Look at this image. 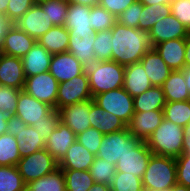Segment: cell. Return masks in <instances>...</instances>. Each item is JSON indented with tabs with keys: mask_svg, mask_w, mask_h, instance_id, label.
Returning <instances> with one entry per match:
<instances>
[{
	"mask_svg": "<svg viewBox=\"0 0 190 191\" xmlns=\"http://www.w3.org/2000/svg\"><path fill=\"white\" fill-rule=\"evenodd\" d=\"M20 159L17 139L10 132L0 135V166H16Z\"/></svg>",
	"mask_w": 190,
	"mask_h": 191,
	"instance_id": "836d02e7",
	"label": "cell"
},
{
	"mask_svg": "<svg viewBox=\"0 0 190 191\" xmlns=\"http://www.w3.org/2000/svg\"><path fill=\"white\" fill-rule=\"evenodd\" d=\"M28 185L34 191H66L65 175L61 168L38 180L29 182Z\"/></svg>",
	"mask_w": 190,
	"mask_h": 191,
	"instance_id": "d590c367",
	"label": "cell"
},
{
	"mask_svg": "<svg viewBox=\"0 0 190 191\" xmlns=\"http://www.w3.org/2000/svg\"><path fill=\"white\" fill-rule=\"evenodd\" d=\"M125 66L113 60L96 61L86 69L92 97L123 87Z\"/></svg>",
	"mask_w": 190,
	"mask_h": 191,
	"instance_id": "277c9868",
	"label": "cell"
},
{
	"mask_svg": "<svg viewBox=\"0 0 190 191\" xmlns=\"http://www.w3.org/2000/svg\"><path fill=\"white\" fill-rule=\"evenodd\" d=\"M175 159L177 184L190 188V154L182 153Z\"/></svg>",
	"mask_w": 190,
	"mask_h": 191,
	"instance_id": "c3c4849f",
	"label": "cell"
},
{
	"mask_svg": "<svg viewBox=\"0 0 190 191\" xmlns=\"http://www.w3.org/2000/svg\"><path fill=\"white\" fill-rule=\"evenodd\" d=\"M90 12V6L69 3L64 25L68 32H88L90 35H94Z\"/></svg>",
	"mask_w": 190,
	"mask_h": 191,
	"instance_id": "4316f807",
	"label": "cell"
},
{
	"mask_svg": "<svg viewBox=\"0 0 190 191\" xmlns=\"http://www.w3.org/2000/svg\"><path fill=\"white\" fill-rule=\"evenodd\" d=\"M58 85V81L47 71L26 77L23 90L28 95L56 109Z\"/></svg>",
	"mask_w": 190,
	"mask_h": 191,
	"instance_id": "9c48e42d",
	"label": "cell"
},
{
	"mask_svg": "<svg viewBox=\"0 0 190 191\" xmlns=\"http://www.w3.org/2000/svg\"><path fill=\"white\" fill-rule=\"evenodd\" d=\"M190 66V32L185 38V67Z\"/></svg>",
	"mask_w": 190,
	"mask_h": 191,
	"instance_id": "db71d44e",
	"label": "cell"
},
{
	"mask_svg": "<svg viewBox=\"0 0 190 191\" xmlns=\"http://www.w3.org/2000/svg\"><path fill=\"white\" fill-rule=\"evenodd\" d=\"M60 123L59 110L53 108L40 122L33 125L36 131H38L39 136L43 139L44 143L49 139V136L56 129L57 125Z\"/></svg>",
	"mask_w": 190,
	"mask_h": 191,
	"instance_id": "7bdbcfd3",
	"label": "cell"
},
{
	"mask_svg": "<svg viewBox=\"0 0 190 191\" xmlns=\"http://www.w3.org/2000/svg\"><path fill=\"white\" fill-rule=\"evenodd\" d=\"M35 43L36 40L25 31L13 26L4 37L0 52L5 55L22 58L31 50Z\"/></svg>",
	"mask_w": 190,
	"mask_h": 191,
	"instance_id": "ffe728a7",
	"label": "cell"
},
{
	"mask_svg": "<svg viewBox=\"0 0 190 191\" xmlns=\"http://www.w3.org/2000/svg\"><path fill=\"white\" fill-rule=\"evenodd\" d=\"M25 79L22 59L0 52V85L23 90Z\"/></svg>",
	"mask_w": 190,
	"mask_h": 191,
	"instance_id": "d6986e66",
	"label": "cell"
},
{
	"mask_svg": "<svg viewBox=\"0 0 190 191\" xmlns=\"http://www.w3.org/2000/svg\"><path fill=\"white\" fill-rule=\"evenodd\" d=\"M85 71L83 64L68 51L52 55L49 72L58 83L69 81Z\"/></svg>",
	"mask_w": 190,
	"mask_h": 191,
	"instance_id": "9a60e30c",
	"label": "cell"
},
{
	"mask_svg": "<svg viewBox=\"0 0 190 191\" xmlns=\"http://www.w3.org/2000/svg\"><path fill=\"white\" fill-rule=\"evenodd\" d=\"M92 94L89 87V80L86 71L79 76L58 85L56 109L91 100Z\"/></svg>",
	"mask_w": 190,
	"mask_h": 191,
	"instance_id": "ba28073f",
	"label": "cell"
},
{
	"mask_svg": "<svg viewBox=\"0 0 190 191\" xmlns=\"http://www.w3.org/2000/svg\"><path fill=\"white\" fill-rule=\"evenodd\" d=\"M20 191H34L28 184H25Z\"/></svg>",
	"mask_w": 190,
	"mask_h": 191,
	"instance_id": "be15d7a7",
	"label": "cell"
},
{
	"mask_svg": "<svg viewBox=\"0 0 190 191\" xmlns=\"http://www.w3.org/2000/svg\"><path fill=\"white\" fill-rule=\"evenodd\" d=\"M171 14V7L167 4L143 5L140 12L139 29L150 31L154 24Z\"/></svg>",
	"mask_w": 190,
	"mask_h": 191,
	"instance_id": "d6a6232c",
	"label": "cell"
},
{
	"mask_svg": "<svg viewBox=\"0 0 190 191\" xmlns=\"http://www.w3.org/2000/svg\"><path fill=\"white\" fill-rule=\"evenodd\" d=\"M104 135L96 128L90 127L76 135V140L88 149L93 155H97Z\"/></svg>",
	"mask_w": 190,
	"mask_h": 191,
	"instance_id": "f6af8a7d",
	"label": "cell"
},
{
	"mask_svg": "<svg viewBox=\"0 0 190 191\" xmlns=\"http://www.w3.org/2000/svg\"><path fill=\"white\" fill-rule=\"evenodd\" d=\"M15 26V23L5 15H0V47L8 31Z\"/></svg>",
	"mask_w": 190,
	"mask_h": 191,
	"instance_id": "816d5d0a",
	"label": "cell"
},
{
	"mask_svg": "<svg viewBox=\"0 0 190 191\" xmlns=\"http://www.w3.org/2000/svg\"><path fill=\"white\" fill-rule=\"evenodd\" d=\"M100 0H68L69 3L73 4H81V5H86V6H95L99 5Z\"/></svg>",
	"mask_w": 190,
	"mask_h": 191,
	"instance_id": "9f6ffc18",
	"label": "cell"
},
{
	"mask_svg": "<svg viewBox=\"0 0 190 191\" xmlns=\"http://www.w3.org/2000/svg\"><path fill=\"white\" fill-rule=\"evenodd\" d=\"M34 1V4H41L43 2H47L49 0H33Z\"/></svg>",
	"mask_w": 190,
	"mask_h": 191,
	"instance_id": "03108f58",
	"label": "cell"
},
{
	"mask_svg": "<svg viewBox=\"0 0 190 191\" xmlns=\"http://www.w3.org/2000/svg\"><path fill=\"white\" fill-rule=\"evenodd\" d=\"M92 99L108 113L119 117L126 125L130 123L134 114V100L123 87L100 93Z\"/></svg>",
	"mask_w": 190,
	"mask_h": 191,
	"instance_id": "52a82bcc",
	"label": "cell"
},
{
	"mask_svg": "<svg viewBox=\"0 0 190 191\" xmlns=\"http://www.w3.org/2000/svg\"><path fill=\"white\" fill-rule=\"evenodd\" d=\"M142 10L143 5L137 0L117 17V22L127 27L139 28Z\"/></svg>",
	"mask_w": 190,
	"mask_h": 191,
	"instance_id": "bcb514c9",
	"label": "cell"
},
{
	"mask_svg": "<svg viewBox=\"0 0 190 191\" xmlns=\"http://www.w3.org/2000/svg\"><path fill=\"white\" fill-rule=\"evenodd\" d=\"M89 172L94 182L110 185L116 174V166L112 162L95 156Z\"/></svg>",
	"mask_w": 190,
	"mask_h": 191,
	"instance_id": "8d00e7d4",
	"label": "cell"
},
{
	"mask_svg": "<svg viewBox=\"0 0 190 191\" xmlns=\"http://www.w3.org/2000/svg\"><path fill=\"white\" fill-rule=\"evenodd\" d=\"M139 62L142 64L152 86L161 87L172 72L154 48L148 50Z\"/></svg>",
	"mask_w": 190,
	"mask_h": 191,
	"instance_id": "cb8c5ba5",
	"label": "cell"
},
{
	"mask_svg": "<svg viewBox=\"0 0 190 191\" xmlns=\"http://www.w3.org/2000/svg\"><path fill=\"white\" fill-rule=\"evenodd\" d=\"M89 117L91 127L101 131L103 135L127 128V125L119 117L105 111L103 108L94 103L93 99H91V110Z\"/></svg>",
	"mask_w": 190,
	"mask_h": 191,
	"instance_id": "d4e9b609",
	"label": "cell"
},
{
	"mask_svg": "<svg viewBox=\"0 0 190 191\" xmlns=\"http://www.w3.org/2000/svg\"><path fill=\"white\" fill-rule=\"evenodd\" d=\"M112 60L121 65L138 63L152 49L149 31L127 27L118 22L112 27Z\"/></svg>",
	"mask_w": 190,
	"mask_h": 191,
	"instance_id": "6da1fadb",
	"label": "cell"
},
{
	"mask_svg": "<svg viewBox=\"0 0 190 191\" xmlns=\"http://www.w3.org/2000/svg\"><path fill=\"white\" fill-rule=\"evenodd\" d=\"M163 116L165 120L185 128L190 123V100L166 102Z\"/></svg>",
	"mask_w": 190,
	"mask_h": 191,
	"instance_id": "1f68e13d",
	"label": "cell"
},
{
	"mask_svg": "<svg viewBox=\"0 0 190 191\" xmlns=\"http://www.w3.org/2000/svg\"><path fill=\"white\" fill-rule=\"evenodd\" d=\"M70 40L67 51L87 69L96 63L94 55L95 34L88 32H68Z\"/></svg>",
	"mask_w": 190,
	"mask_h": 191,
	"instance_id": "2e32d148",
	"label": "cell"
},
{
	"mask_svg": "<svg viewBox=\"0 0 190 191\" xmlns=\"http://www.w3.org/2000/svg\"><path fill=\"white\" fill-rule=\"evenodd\" d=\"M9 132L17 139L21 158L45 149L43 139L31 125H25L14 120L10 125Z\"/></svg>",
	"mask_w": 190,
	"mask_h": 191,
	"instance_id": "5bb4252c",
	"label": "cell"
},
{
	"mask_svg": "<svg viewBox=\"0 0 190 191\" xmlns=\"http://www.w3.org/2000/svg\"><path fill=\"white\" fill-rule=\"evenodd\" d=\"M188 33L184 25L170 14L153 25L149 31V38L151 45L154 47L167 40L186 38Z\"/></svg>",
	"mask_w": 190,
	"mask_h": 191,
	"instance_id": "ac0fdd59",
	"label": "cell"
},
{
	"mask_svg": "<svg viewBox=\"0 0 190 191\" xmlns=\"http://www.w3.org/2000/svg\"><path fill=\"white\" fill-rule=\"evenodd\" d=\"M21 91V89L0 85V110L14 117Z\"/></svg>",
	"mask_w": 190,
	"mask_h": 191,
	"instance_id": "ee69618b",
	"label": "cell"
},
{
	"mask_svg": "<svg viewBox=\"0 0 190 191\" xmlns=\"http://www.w3.org/2000/svg\"><path fill=\"white\" fill-rule=\"evenodd\" d=\"M152 154L146 142L142 141L137 147L130 149L118 159L115 165L116 171L126 172V174H133L143 178Z\"/></svg>",
	"mask_w": 190,
	"mask_h": 191,
	"instance_id": "8fae6325",
	"label": "cell"
},
{
	"mask_svg": "<svg viewBox=\"0 0 190 191\" xmlns=\"http://www.w3.org/2000/svg\"><path fill=\"white\" fill-rule=\"evenodd\" d=\"M145 191H147V190H145ZM167 191H190V188H188L186 186L179 185V184H175L170 189H168Z\"/></svg>",
	"mask_w": 190,
	"mask_h": 191,
	"instance_id": "6125c7cd",
	"label": "cell"
},
{
	"mask_svg": "<svg viewBox=\"0 0 190 191\" xmlns=\"http://www.w3.org/2000/svg\"><path fill=\"white\" fill-rule=\"evenodd\" d=\"M20 30L25 31L36 41L47 33L54 25L43 12L39 4H34L16 23Z\"/></svg>",
	"mask_w": 190,
	"mask_h": 191,
	"instance_id": "4fadbf2b",
	"label": "cell"
},
{
	"mask_svg": "<svg viewBox=\"0 0 190 191\" xmlns=\"http://www.w3.org/2000/svg\"><path fill=\"white\" fill-rule=\"evenodd\" d=\"M184 131L185 135H190V123L184 128Z\"/></svg>",
	"mask_w": 190,
	"mask_h": 191,
	"instance_id": "e7e4bbea",
	"label": "cell"
},
{
	"mask_svg": "<svg viewBox=\"0 0 190 191\" xmlns=\"http://www.w3.org/2000/svg\"><path fill=\"white\" fill-rule=\"evenodd\" d=\"M13 116L0 110V135L8 133L10 125L13 123Z\"/></svg>",
	"mask_w": 190,
	"mask_h": 191,
	"instance_id": "f5cc1de1",
	"label": "cell"
},
{
	"mask_svg": "<svg viewBox=\"0 0 190 191\" xmlns=\"http://www.w3.org/2000/svg\"><path fill=\"white\" fill-rule=\"evenodd\" d=\"M153 48L172 71L185 67V38L167 40Z\"/></svg>",
	"mask_w": 190,
	"mask_h": 191,
	"instance_id": "44dd1931",
	"label": "cell"
},
{
	"mask_svg": "<svg viewBox=\"0 0 190 191\" xmlns=\"http://www.w3.org/2000/svg\"><path fill=\"white\" fill-rule=\"evenodd\" d=\"M52 54L37 41L23 56L22 64L25 78L49 71Z\"/></svg>",
	"mask_w": 190,
	"mask_h": 191,
	"instance_id": "603a6c76",
	"label": "cell"
},
{
	"mask_svg": "<svg viewBox=\"0 0 190 191\" xmlns=\"http://www.w3.org/2000/svg\"><path fill=\"white\" fill-rule=\"evenodd\" d=\"M134 112L163 110L166 104L164 92L160 86H152L133 98Z\"/></svg>",
	"mask_w": 190,
	"mask_h": 191,
	"instance_id": "4dcf8cb0",
	"label": "cell"
},
{
	"mask_svg": "<svg viewBox=\"0 0 190 191\" xmlns=\"http://www.w3.org/2000/svg\"><path fill=\"white\" fill-rule=\"evenodd\" d=\"M110 189L111 191H145L142 178L120 171H116Z\"/></svg>",
	"mask_w": 190,
	"mask_h": 191,
	"instance_id": "60d3db41",
	"label": "cell"
},
{
	"mask_svg": "<svg viewBox=\"0 0 190 191\" xmlns=\"http://www.w3.org/2000/svg\"><path fill=\"white\" fill-rule=\"evenodd\" d=\"M142 183L147 191H167L177 184L176 159L152 154L144 172Z\"/></svg>",
	"mask_w": 190,
	"mask_h": 191,
	"instance_id": "3957f363",
	"label": "cell"
},
{
	"mask_svg": "<svg viewBox=\"0 0 190 191\" xmlns=\"http://www.w3.org/2000/svg\"><path fill=\"white\" fill-rule=\"evenodd\" d=\"M16 167L25 184H28L54 172L59 168V162L46 149H41L22 157Z\"/></svg>",
	"mask_w": 190,
	"mask_h": 191,
	"instance_id": "5b68a950",
	"label": "cell"
},
{
	"mask_svg": "<svg viewBox=\"0 0 190 191\" xmlns=\"http://www.w3.org/2000/svg\"><path fill=\"white\" fill-rule=\"evenodd\" d=\"M52 109L53 107L49 104L35 99L22 90L19 93L16 114L13 119L25 125L33 126L40 122Z\"/></svg>",
	"mask_w": 190,
	"mask_h": 191,
	"instance_id": "30bf717a",
	"label": "cell"
},
{
	"mask_svg": "<svg viewBox=\"0 0 190 191\" xmlns=\"http://www.w3.org/2000/svg\"><path fill=\"white\" fill-rule=\"evenodd\" d=\"M112 30L95 33L94 55L96 61L112 60Z\"/></svg>",
	"mask_w": 190,
	"mask_h": 191,
	"instance_id": "b9f144b4",
	"label": "cell"
},
{
	"mask_svg": "<svg viewBox=\"0 0 190 191\" xmlns=\"http://www.w3.org/2000/svg\"><path fill=\"white\" fill-rule=\"evenodd\" d=\"M94 158L95 155L76 140L59 162V168L81 171L89 170Z\"/></svg>",
	"mask_w": 190,
	"mask_h": 191,
	"instance_id": "83f0119b",
	"label": "cell"
},
{
	"mask_svg": "<svg viewBox=\"0 0 190 191\" xmlns=\"http://www.w3.org/2000/svg\"><path fill=\"white\" fill-rule=\"evenodd\" d=\"M183 153L190 154V135L184 136Z\"/></svg>",
	"mask_w": 190,
	"mask_h": 191,
	"instance_id": "91938a15",
	"label": "cell"
},
{
	"mask_svg": "<svg viewBox=\"0 0 190 191\" xmlns=\"http://www.w3.org/2000/svg\"><path fill=\"white\" fill-rule=\"evenodd\" d=\"M91 100L71 104L59 109L60 121L76 135L91 127Z\"/></svg>",
	"mask_w": 190,
	"mask_h": 191,
	"instance_id": "7c38bea8",
	"label": "cell"
},
{
	"mask_svg": "<svg viewBox=\"0 0 190 191\" xmlns=\"http://www.w3.org/2000/svg\"><path fill=\"white\" fill-rule=\"evenodd\" d=\"M24 185L16 166H0V191H20Z\"/></svg>",
	"mask_w": 190,
	"mask_h": 191,
	"instance_id": "f35d334b",
	"label": "cell"
},
{
	"mask_svg": "<svg viewBox=\"0 0 190 191\" xmlns=\"http://www.w3.org/2000/svg\"><path fill=\"white\" fill-rule=\"evenodd\" d=\"M141 142L142 140L134 137L128 128L112 132L104 135L96 157L116 165L119 158L130 149L137 147Z\"/></svg>",
	"mask_w": 190,
	"mask_h": 191,
	"instance_id": "8992f818",
	"label": "cell"
},
{
	"mask_svg": "<svg viewBox=\"0 0 190 191\" xmlns=\"http://www.w3.org/2000/svg\"><path fill=\"white\" fill-rule=\"evenodd\" d=\"M161 87L166 102L190 100V94L181 70L172 71Z\"/></svg>",
	"mask_w": 190,
	"mask_h": 191,
	"instance_id": "f1b7e54d",
	"label": "cell"
},
{
	"mask_svg": "<svg viewBox=\"0 0 190 191\" xmlns=\"http://www.w3.org/2000/svg\"><path fill=\"white\" fill-rule=\"evenodd\" d=\"M75 141L76 134L60 121L56 129L49 136L45 149L60 162Z\"/></svg>",
	"mask_w": 190,
	"mask_h": 191,
	"instance_id": "7402d4cb",
	"label": "cell"
},
{
	"mask_svg": "<svg viewBox=\"0 0 190 191\" xmlns=\"http://www.w3.org/2000/svg\"><path fill=\"white\" fill-rule=\"evenodd\" d=\"M181 71L183 72L186 86H187L188 92L190 94V66L184 67Z\"/></svg>",
	"mask_w": 190,
	"mask_h": 191,
	"instance_id": "680465c9",
	"label": "cell"
},
{
	"mask_svg": "<svg viewBox=\"0 0 190 191\" xmlns=\"http://www.w3.org/2000/svg\"><path fill=\"white\" fill-rule=\"evenodd\" d=\"M33 5V0H9L5 16L16 23Z\"/></svg>",
	"mask_w": 190,
	"mask_h": 191,
	"instance_id": "681fc988",
	"label": "cell"
},
{
	"mask_svg": "<svg viewBox=\"0 0 190 191\" xmlns=\"http://www.w3.org/2000/svg\"><path fill=\"white\" fill-rule=\"evenodd\" d=\"M54 26H64L69 7L68 0H49L39 4Z\"/></svg>",
	"mask_w": 190,
	"mask_h": 191,
	"instance_id": "74e56055",
	"label": "cell"
},
{
	"mask_svg": "<svg viewBox=\"0 0 190 191\" xmlns=\"http://www.w3.org/2000/svg\"><path fill=\"white\" fill-rule=\"evenodd\" d=\"M9 0H0V15H6Z\"/></svg>",
	"mask_w": 190,
	"mask_h": 191,
	"instance_id": "94428289",
	"label": "cell"
},
{
	"mask_svg": "<svg viewBox=\"0 0 190 191\" xmlns=\"http://www.w3.org/2000/svg\"><path fill=\"white\" fill-rule=\"evenodd\" d=\"M184 132L183 127L163 119L145 142L154 155L177 158L183 153Z\"/></svg>",
	"mask_w": 190,
	"mask_h": 191,
	"instance_id": "7a4b0ae2",
	"label": "cell"
},
{
	"mask_svg": "<svg viewBox=\"0 0 190 191\" xmlns=\"http://www.w3.org/2000/svg\"><path fill=\"white\" fill-rule=\"evenodd\" d=\"M152 87L140 62L125 66L123 88L134 98Z\"/></svg>",
	"mask_w": 190,
	"mask_h": 191,
	"instance_id": "484cf974",
	"label": "cell"
},
{
	"mask_svg": "<svg viewBox=\"0 0 190 191\" xmlns=\"http://www.w3.org/2000/svg\"><path fill=\"white\" fill-rule=\"evenodd\" d=\"M91 28L96 32L112 29L117 18L100 5L91 7Z\"/></svg>",
	"mask_w": 190,
	"mask_h": 191,
	"instance_id": "ab89813d",
	"label": "cell"
},
{
	"mask_svg": "<svg viewBox=\"0 0 190 191\" xmlns=\"http://www.w3.org/2000/svg\"><path fill=\"white\" fill-rule=\"evenodd\" d=\"M88 191H111L110 185L95 182Z\"/></svg>",
	"mask_w": 190,
	"mask_h": 191,
	"instance_id": "6f0895ef",
	"label": "cell"
},
{
	"mask_svg": "<svg viewBox=\"0 0 190 191\" xmlns=\"http://www.w3.org/2000/svg\"><path fill=\"white\" fill-rule=\"evenodd\" d=\"M137 0H100L99 5L116 18Z\"/></svg>",
	"mask_w": 190,
	"mask_h": 191,
	"instance_id": "f907efd6",
	"label": "cell"
},
{
	"mask_svg": "<svg viewBox=\"0 0 190 191\" xmlns=\"http://www.w3.org/2000/svg\"><path fill=\"white\" fill-rule=\"evenodd\" d=\"M163 119V110L134 112L127 128L134 137L146 141Z\"/></svg>",
	"mask_w": 190,
	"mask_h": 191,
	"instance_id": "e0dca14e",
	"label": "cell"
},
{
	"mask_svg": "<svg viewBox=\"0 0 190 191\" xmlns=\"http://www.w3.org/2000/svg\"><path fill=\"white\" fill-rule=\"evenodd\" d=\"M69 40L68 30L65 26H53L37 42L54 55L67 52Z\"/></svg>",
	"mask_w": 190,
	"mask_h": 191,
	"instance_id": "f546056e",
	"label": "cell"
},
{
	"mask_svg": "<svg viewBox=\"0 0 190 191\" xmlns=\"http://www.w3.org/2000/svg\"><path fill=\"white\" fill-rule=\"evenodd\" d=\"M171 14L190 32V0H173Z\"/></svg>",
	"mask_w": 190,
	"mask_h": 191,
	"instance_id": "7dc6e473",
	"label": "cell"
},
{
	"mask_svg": "<svg viewBox=\"0 0 190 191\" xmlns=\"http://www.w3.org/2000/svg\"><path fill=\"white\" fill-rule=\"evenodd\" d=\"M65 175L66 191H88L94 185L89 170L62 169Z\"/></svg>",
	"mask_w": 190,
	"mask_h": 191,
	"instance_id": "e575fe53",
	"label": "cell"
},
{
	"mask_svg": "<svg viewBox=\"0 0 190 191\" xmlns=\"http://www.w3.org/2000/svg\"><path fill=\"white\" fill-rule=\"evenodd\" d=\"M142 5H158V4H167L170 5L173 0H138Z\"/></svg>",
	"mask_w": 190,
	"mask_h": 191,
	"instance_id": "11a10c76",
	"label": "cell"
}]
</instances>
